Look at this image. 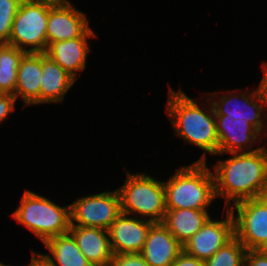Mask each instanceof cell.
<instances>
[{
    "instance_id": "30",
    "label": "cell",
    "mask_w": 267,
    "mask_h": 266,
    "mask_svg": "<svg viewBox=\"0 0 267 266\" xmlns=\"http://www.w3.org/2000/svg\"><path fill=\"white\" fill-rule=\"evenodd\" d=\"M262 67V72H263V77L260 81L262 88L265 92L266 98H267V62H262L261 64Z\"/></svg>"
},
{
    "instance_id": "25",
    "label": "cell",
    "mask_w": 267,
    "mask_h": 266,
    "mask_svg": "<svg viewBox=\"0 0 267 266\" xmlns=\"http://www.w3.org/2000/svg\"><path fill=\"white\" fill-rule=\"evenodd\" d=\"M17 98L12 94L0 93V124L16 109Z\"/></svg>"
},
{
    "instance_id": "32",
    "label": "cell",
    "mask_w": 267,
    "mask_h": 266,
    "mask_svg": "<svg viewBox=\"0 0 267 266\" xmlns=\"http://www.w3.org/2000/svg\"><path fill=\"white\" fill-rule=\"evenodd\" d=\"M0 266H13V265H5L3 262H0ZM26 266H29V264H26Z\"/></svg>"
},
{
    "instance_id": "4",
    "label": "cell",
    "mask_w": 267,
    "mask_h": 266,
    "mask_svg": "<svg viewBox=\"0 0 267 266\" xmlns=\"http://www.w3.org/2000/svg\"><path fill=\"white\" fill-rule=\"evenodd\" d=\"M21 203L11 214L42 243L70 230V205L60 206L41 194L25 189Z\"/></svg>"
},
{
    "instance_id": "3",
    "label": "cell",
    "mask_w": 267,
    "mask_h": 266,
    "mask_svg": "<svg viewBox=\"0 0 267 266\" xmlns=\"http://www.w3.org/2000/svg\"><path fill=\"white\" fill-rule=\"evenodd\" d=\"M164 183L166 209L209 210L215 201L214 177L207 162L177 167Z\"/></svg>"
},
{
    "instance_id": "29",
    "label": "cell",
    "mask_w": 267,
    "mask_h": 266,
    "mask_svg": "<svg viewBox=\"0 0 267 266\" xmlns=\"http://www.w3.org/2000/svg\"><path fill=\"white\" fill-rule=\"evenodd\" d=\"M26 1L35 3V4L47 5L50 7H60V6L67 5L68 3L71 2L70 0H26Z\"/></svg>"
},
{
    "instance_id": "20",
    "label": "cell",
    "mask_w": 267,
    "mask_h": 266,
    "mask_svg": "<svg viewBox=\"0 0 267 266\" xmlns=\"http://www.w3.org/2000/svg\"><path fill=\"white\" fill-rule=\"evenodd\" d=\"M43 244L50 252L43 255L56 266H93L81 253L69 232L49 238Z\"/></svg>"
},
{
    "instance_id": "5",
    "label": "cell",
    "mask_w": 267,
    "mask_h": 266,
    "mask_svg": "<svg viewBox=\"0 0 267 266\" xmlns=\"http://www.w3.org/2000/svg\"><path fill=\"white\" fill-rule=\"evenodd\" d=\"M125 171V183L117 188L121 212L153 223L162 222L166 213L163 181L145 172Z\"/></svg>"
},
{
    "instance_id": "12",
    "label": "cell",
    "mask_w": 267,
    "mask_h": 266,
    "mask_svg": "<svg viewBox=\"0 0 267 266\" xmlns=\"http://www.w3.org/2000/svg\"><path fill=\"white\" fill-rule=\"evenodd\" d=\"M152 224L121 212L108 229L113 255L140 253Z\"/></svg>"
},
{
    "instance_id": "19",
    "label": "cell",
    "mask_w": 267,
    "mask_h": 266,
    "mask_svg": "<svg viewBox=\"0 0 267 266\" xmlns=\"http://www.w3.org/2000/svg\"><path fill=\"white\" fill-rule=\"evenodd\" d=\"M210 217L208 210L166 209L161 223L183 246Z\"/></svg>"
},
{
    "instance_id": "7",
    "label": "cell",
    "mask_w": 267,
    "mask_h": 266,
    "mask_svg": "<svg viewBox=\"0 0 267 266\" xmlns=\"http://www.w3.org/2000/svg\"><path fill=\"white\" fill-rule=\"evenodd\" d=\"M49 8L23 0L13 20L8 44L25 53H45Z\"/></svg>"
},
{
    "instance_id": "2",
    "label": "cell",
    "mask_w": 267,
    "mask_h": 266,
    "mask_svg": "<svg viewBox=\"0 0 267 266\" xmlns=\"http://www.w3.org/2000/svg\"><path fill=\"white\" fill-rule=\"evenodd\" d=\"M171 87L170 85L168 88L166 113L174 129V135L182 138L184 144H192L203 150L197 162H207L208 153L212 156L218 154V135L213 106L206 95H204L205 101L200 98L199 101L203 103L199 105L180 87L178 90Z\"/></svg>"
},
{
    "instance_id": "28",
    "label": "cell",
    "mask_w": 267,
    "mask_h": 266,
    "mask_svg": "<svg viewBox=\"0 0 267 266\" xmlns=\"http://www.w3.org/2000/svg\"><path fill=\"white\" fill-rule=\"evenodd\" d=\"M31 256L29 266H56L47 257H45L43 253H38L33 250Z\"/></svg>"
},
{
    "instance_id": "15",
    "label": "cell",
    "mask_w": 267,
    "mask_h": 266,
    "mask_svg": "<svg viewBox=\"0 0 267 266\" xmlns=\"http://www.w3.org/2000/svg\"><path fill=\"white\" fill-rule=\"evenodd\" d=\"M183 246L161 223H153L148 230L145 244L140 252L150 266H171Z\"/></svg>"
},
{
    "instance_id": "31",
    "label": "cell",
    "mask_w": 267,
    "mask_h": 266,
    "mask_svg": "<svg viewBox=\"0 0 267 266\" xmlns=\"http://www.w3.org/2000/svg\"><path fill=\"white\" fill-rule=\"evenodd\" d=\"M259 198L265 203L267 206V188L259 195Z\"/></svg>"
},
{
    "instance_id": "14",
    "label": "cell",
    "mask_w": 267,
    "mask_h": 266,
    "mask_svg": "<svg viewBox=\"0 0 267 266\" xmlns=\"http://www.w3.org/2000/svg\"><path fill=\"white\" fill-rule=\"evenodd\" d=\"M94 37L98 36L90 27L81 37L51 43L45 54L77 80L78 73L86 68L88 53L91 51L87 39Z\"/></svg>"
},
{
    "instance_id": "27",
    "label": "cell",
    "mask_w": 267,
    "mask_h": 266,
    "mask_svg": "<svg viewBox=\"0 0 267 266\" xmlns=\"http://www.w3.org/2000/svg\"><path fill=\"white\" fill-rule=\"evenodd\" d=\"M171 266H205V261L188 255L184 250L178 255Z\"/></svg>"
},
{
    "instance_id": "10",
    "label": "cell",
    "mask_w": 267,
    "mask_h": 266,
    "mask_svg": "<svg viewBox=\"0 0 267 266\" xmlns=\"http://www.w3.org/2000/svg\"><path fill=\"white\" fill-rule=\"evenodd\" d=\"M218 135V154L247 153L259 150L264 137L253 125L252 119L227 118L215 115ZM258 144V145H257ZM258 147L253 149L254 146Z\"/></svg>"
},
{
    "instance_id": "24",
    "label": "cell",
    "mask_w": 267,
    "mask_h": 266,
    "mask_svg": "<svg viewBox=\"0 0 267 266\" xmlns=\"http://www.w3.org/2000/svg\"><path fill=\"white\" fill-rule=\"evenodd\" d=\"M110 266H150L140 253L113 255Z\"/></svg>"
},
{
    "instance_id": "21",
    "label": "cell",
    "mask_w": 267,
    "mask_h": 266,
    "mask_svg": "<svg viewBox=\"0 0 267 266\" xmlns=\"http://www.w3.org/2000/svg\"><path fill=\"white\" fill-rule=\"evenodd\" d=\"M24 51L7 43L0 44V93L14 95L17 71Z\"/></svg>"
},
{
    "instance_id": "13",
    "label": "cell",
    "mask_w": 267,
    "mask_h": 266,
    "mask_svg": "<svg viewBox=\"0 0 267 266\" xmlns=\"http://www.w3.org/2000/svg\"><path fill=\"white\" fill-rule=\"evenodd\" d=\"M89 28L86 14L71 2L60 7H50L46 27L47 47L53 42L81 37Z\"/></svg>"
},
{
    "instance_id": "8",
    "label": "cell",
    "mask_w": 267,
    "mask_h": 266,
    "mask_svg": "<svg viewBox=\"0 0 267 266\" xmlns=\"http://www.w3.org/2000/svg\"><path fill=\"white\" fill-rule=\"evenodd\" d=\"M70 205V226L108 230L121 213L118 190L78 197Z\"/></svg>"
},
{
    "instance_id": "18",
    "label": "cell",
    "mask_w": 267,
    "mask_h": 266,
    "mask_svg": "<svg viewBox=\"0 0 267 266\" xmlns=\"http://www.w3.org/2000/svg\"><path fill=\"white\" fill-rule=\"evenodd\" d=\"M40 104L62 103L76 80L53 59L42 53Z\"/></svg>"
},
{
    "instance_id": "17",
    "label": "cell",
    "mask_w": 267,
    "mask_h": 266,
    "mask_svg": "<svg viewBox=\"0 0 267 266\" xmlns=\"http://www.w3.org/2000/svg\"><path fill=\"white\" fill-rule=\"evenodd\" d=\"M42 53H25L20 60L14 96L22 98L23 108L40 104Z\"/></svg>"
},
{
    "instance_id": "22",
    "label": "cell",
    "mask_w": 267,
    "mask_h": 266,
    "mask_svg": "<svg viewBox=\"0 0 267 266\" xmlns=\"http://www.w3.org/2000/svg\"><path fill=\"white\" fill-rule=\"evenodd\" d=\"M247 249L234 237L205 261V266H244Z\"/></svg>"
},
{
    "instance_id": "9",
    "label": "cell",
    "mask_w": 267,
    "mask_h": 266,
    "mask_svg": "<svg viewBox=\"0 0 267 266\" xmlns=\"http://www.w3.org/2000/svg\"><path fill=\"white\" fill-rule=\"evenodd\" d=\"M229 210L234 219L235 237L247 250H267V206L258 197L242 200ZM236 212V213H235Z\"/></svg>"
},
{
    "instance_id": "6",
    "label": "cell",
    "mask_w": 267,
    "mask_h": 266,
    "mask_svg": "<svg viewBox=\"0 0 267 266\" xmlns=\"http://www.w3.org/2000/svg\"><path fill=\"white\" fill-rule=\"evenodd\" d=\"M224 92L226 93L221 95L222 92L215 91L207 96L213 106L215 115H227V118L252 119V125L266 137L267 98L261 83L259 82L255 90L251 88L250 90Z\"/></svg>"
},
{
    "instance_id": "1",
    "label": "cell",
    "mask_w": 267,
    "mask_h": 266,
    "mask_svg": "<svg viewBox=\"0 0 267 266\" xmlns=\"http://www.w3.org/2000/svg\"><path fill=\"white\" fill-rule=\"evenodd\" d=\"M213 166L216 198L225 199L224 209L237 202L258 198L267 188V147L247 153H231ZM233 202V203H232Z\"/></svg>"
},
{
    "instance_id": "23",
    "label": "cell",
    "mask_w": 267,
    "mask_h": 266,
    "mask_svg": "<svg viewBox=\"0 0 267 266\" xmlns=\"http://www.w3.org/2000/svg\"><path fill=\"white\" fill-rule=\"evenodd\" d=\"M23 0H0V44L9 43L12 24Z\"/></svg>"
},
{
    "instance_id": "11",
    "label": "cell",
    "mask_w": 267,
    "mask_h": 266,
    "mask_svg": "<svg viewBox=\"0 0 267 266\" xmlns=\"http://www.w3.org/2000/svg\"><path fill=\"white\" fill-rule=\"evenodd\" d=\"M225 211V218L210 217L200 230L183 245V250L188 255L206 261L235 237L232 213L229 209Z\"/></svg>"
},
{
    "instance_id": "16",
    "label": "cell",
    "mask_w": 267,
    "mask_h": 266,
    "mask_svg": "<svg viewBox=\"0 0 267 266\" xmlns=\"http://www.w3.org/2000/svg\"><path fill=\"white\" fill-rule=\"evenodd\" d=\"M81 253L93 266H110L113 253L108 230L93 227L70 226Z\"/></svg>"
},
{
    "instance_id": "26",
    "label": "cell",
    "mask_w": 267,
    "mask_h": 266,
    "mask_svg": "<svg viewBox=\"0 0 267 266\" xmlns=\"http://www.w3.org/2000/svg\"><path fill=\"white\" fill-rule=\"evenodd\" d=\"M244 266H267V250H247Z\"/></svg>"
}]
</instances>
